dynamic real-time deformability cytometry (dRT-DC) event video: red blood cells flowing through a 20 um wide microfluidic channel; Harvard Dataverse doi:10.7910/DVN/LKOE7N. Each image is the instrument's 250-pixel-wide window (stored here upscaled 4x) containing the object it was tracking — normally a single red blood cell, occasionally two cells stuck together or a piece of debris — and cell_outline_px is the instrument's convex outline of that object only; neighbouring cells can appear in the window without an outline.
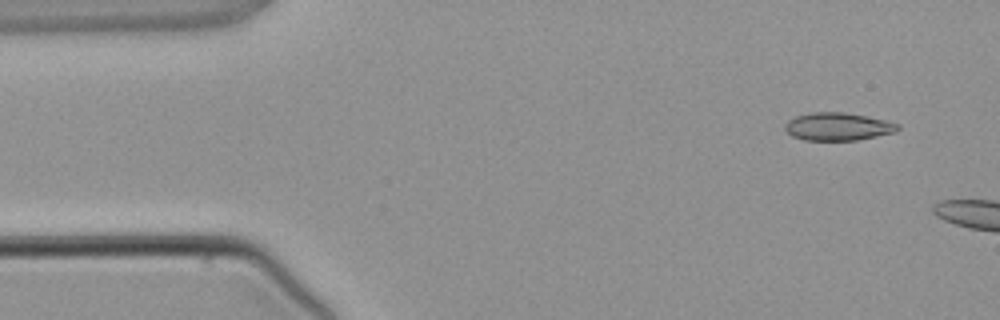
{"species": "common noctule bat (a hibernating species)", "species_latin": "Nyctalus noctula", "temperature_condition": "warm", "stored_images_in_passage": 2, "camera_frame_rate_fps": 3000, "um_per_image_px": 0.085, "animal": {"sex": "male", "body_mass_g": 21.5, "forearm_length_mm": 52.0}, "frame": {"image": 1, "passage_image": 1, "time_ms": 0.0, "image_size_px": [1000, 320], "cell_outline_px": [[900, 128], [896, 132], [856, 140], [804, 140], [792, 136], [784, 128], [784, 124], [788, 120], [796, 116], [812, 112], [844, 112], [888, 120], [900, 124]], "centroid_in_image_um": [71.24, 10.75], "position_along_channel_um": 13.8, "area_um2": 18.38}}